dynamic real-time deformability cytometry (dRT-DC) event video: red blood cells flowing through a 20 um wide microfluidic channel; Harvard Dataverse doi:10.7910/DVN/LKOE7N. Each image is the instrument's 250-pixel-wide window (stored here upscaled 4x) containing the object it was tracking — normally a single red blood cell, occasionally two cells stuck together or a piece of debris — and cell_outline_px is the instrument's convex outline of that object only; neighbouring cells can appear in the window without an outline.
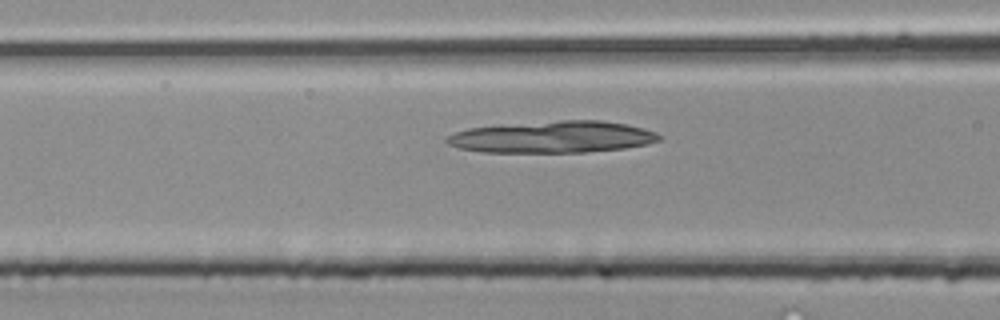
{"species": "common noctule bat (a hibernating species)", "species_latin": "Nyctalus noctula", "temperature_condition": "room temperature", "stored_images_in_passage": 40, "camera_frame_rate_fps": 3000, "um_per_image_px": 0.085, "animal": {"sex": "male", "body_mass_g": 20.4}, "frame": {"image": 1, "passage_image": 14, "time_ms": 4.333, "image_size_px": [1000, 320], "cell_outline_px": [[664, 136], [660, 140], [648, 144], [624, 148], [584, 152], [484, 152], [460, 148], [448, 144], [444, 140], [448, 136], [456, 132], [468, 128], [560, 120], [600, 120], [624, 124], [644, 128], [656, 132]], "centroid_in_image_um": [47.02, 11.64], "position_along_channel_um": 119.6, "area_um2": 39.07}}
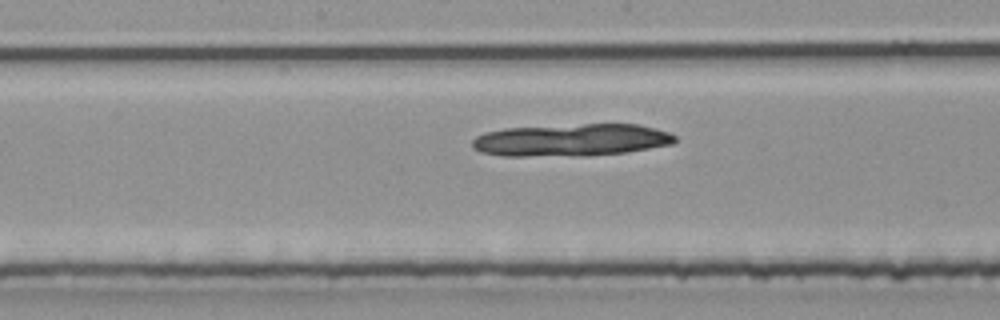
{"frame": {"image": 2, "passage_image": 19, "time_ms": 6.0, "image_size_px": [1000, 320], "cell_outline_px": [[676, 140], [672, 144], [628, 152], [588, 156], [504, 156], [480, 152], [472, 148], [472, 140], [476, 136], [484, 132], [504, 128], [584, 124], [640, 124], [656, 128], [668, 132], [676, 136]], "centroid_in_image_um": [48.55, 11.91], "position_along_channel_um": 199.6, "area_um2": 38.61}}
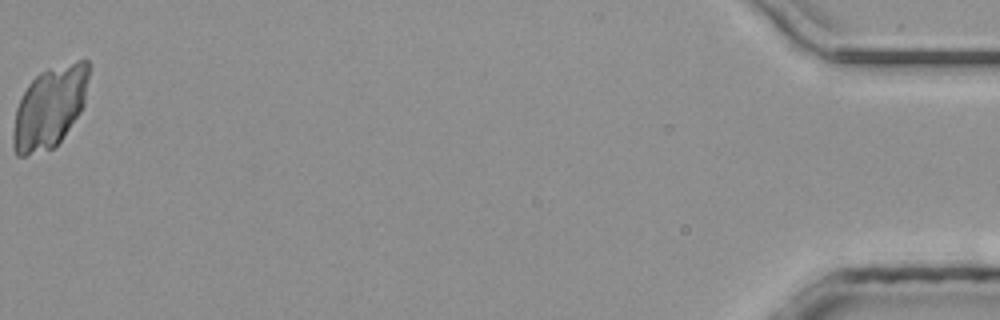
{"frame": {"image": 3, "passage_image": 40, "time_ms": 13.0, "image_size_px": [1000, 320], "cell_outline_px": [[88, 80], [84, 104], [80, 112], [60, 140], [52, 148], [24, 156], [16, 156], [12, 148], [12, 132], [16, 108], [28, 84], [40, 72], [48, 68], [84, 56], [88, 60]], "centroid_in_image_um": [4.22, 9.08], "position_along_channel_um": 431.0, "area_um2": 36.07}}